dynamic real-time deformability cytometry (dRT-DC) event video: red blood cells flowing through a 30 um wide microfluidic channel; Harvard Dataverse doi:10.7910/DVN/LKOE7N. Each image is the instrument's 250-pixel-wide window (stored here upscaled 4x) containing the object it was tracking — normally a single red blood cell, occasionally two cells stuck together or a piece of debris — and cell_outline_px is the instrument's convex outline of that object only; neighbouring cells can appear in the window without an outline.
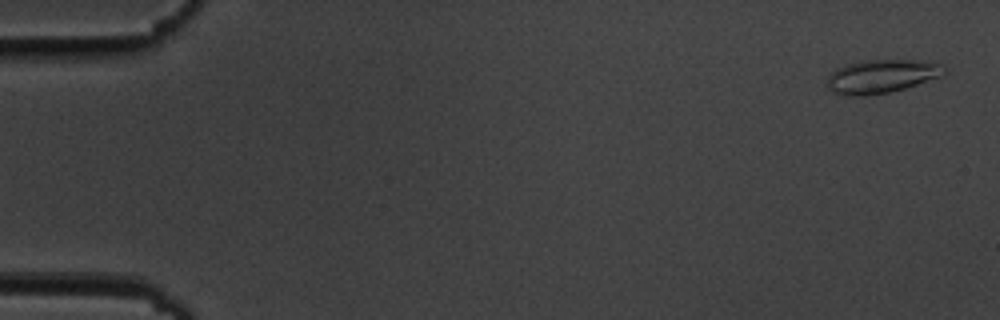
{"species": "common noctule bat (a hibernating species)", "species_latin": "Nyctalus noctula", "temperature_condition": "cold", "stored_images_in_passage": 55, "camera_frame_rate_fps": 3000, "um_per_image_px": 0.085, "animal": {"sex": "male", "body_mass_g": 19.5, "forearm_length_mm": 54.6}, "frame": {"image": 1, "passage_image": 1, "time_ms": 0.0, "image_size_px": [1000, 320], "cell_outline_px": [[948, 68], [944, 76], [904, 88], [888, 92], [864, 96], [844, 96], [832, 92], [828, 88], [828, 76], [836, 68], [848, 64], [864, 60], [916, 60], [940, 64]], "centroid_in_image_um": [74.94, 6.49], "position_along_channel_um": 10.1, "area_um2": 22.95}}
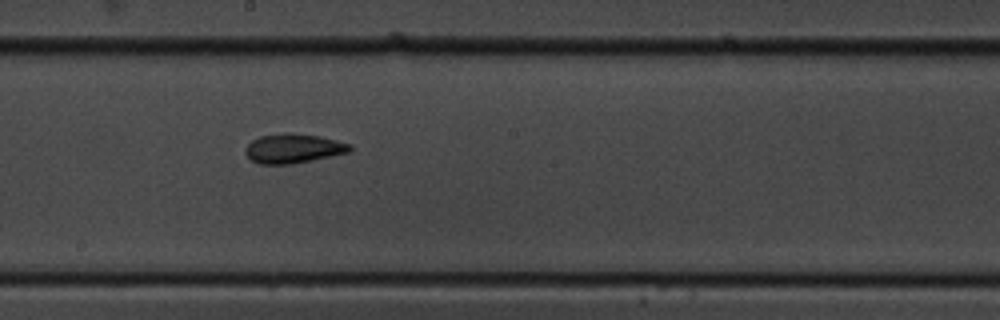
{"frame": {"image": 2, "passage_image": 30, "time_ms": 9.667, "image_size_px": [1000, 320], "cell_outline_px": [[352, 152], [292, 164], [260, 164], [252, 160], [244, 152], [244, 148], [252, 140], [260, 136], [284, 132], [288, 132], [320, 136], [352, 144]], "centroid_in_image_um": [24.95, 12.61], "position_along_channel_um": 223.2, "area_um2": 18.09}}
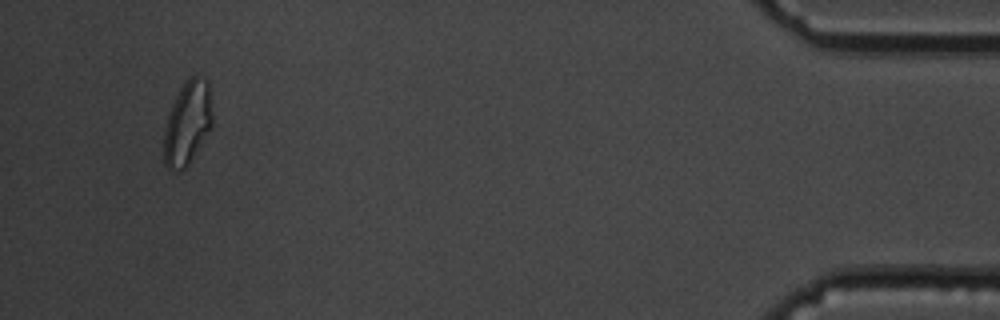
{"frame": {"image": 3, "passage_image": 52, "time_ms": 17.0, "image_size_px": [1000, 320], "cell_outline_px": [[212, 124], [188, 164], [180, 172], [172, 172], [164, 164], [164, 128], [172, 104], [180, 88], [188, 76], [196, 76], [208, 80], [212, 116]], "centroid_in_image_um": [15.91, 10.46], "position_along_channel_um": 419.3, "area_um2": 23.35}, "authors_computed_cell_mechanics": {"area_um2": 18.6694, "velocity_mm_per_s": 3.6208, "shape_relaxation_time_tau1_ms": 6.2532, "shape_relaxation_time_tau2_ms": 2.1285, "deformation_change_tau1": 0.1397, "deformation_change_tau2": 0.0847}}